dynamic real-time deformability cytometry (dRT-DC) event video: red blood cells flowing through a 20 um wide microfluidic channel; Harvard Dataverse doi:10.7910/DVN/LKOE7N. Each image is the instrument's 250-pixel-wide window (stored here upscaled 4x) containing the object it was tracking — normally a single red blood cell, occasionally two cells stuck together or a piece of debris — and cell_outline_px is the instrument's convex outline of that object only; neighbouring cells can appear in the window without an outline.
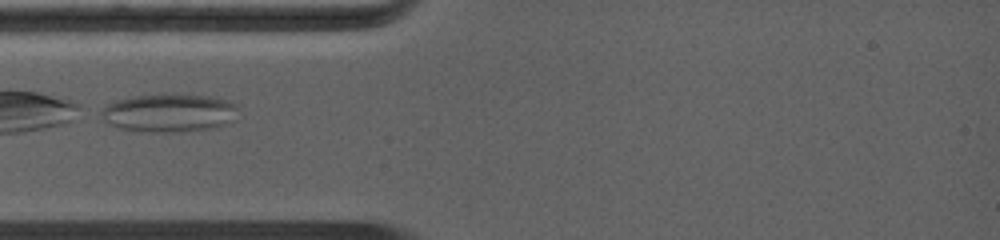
{"species": "common noctule bat (a hibernating species)", "species_latin": "Nyctalus noctula", "temperature_condition": "warm", "stored_images_in_passage": 7, "camera_frame_rate_fps": 5000, "um_per_image_px": 0.085, "animal": {"sex": "female", "body_mass_g": 19.0, "forearm_length_mm": 56.7}, "frame": {"image": 1, "passage_image": 1, "time_ms": 0.0, "image_size_px": [1000, 240], "cell_outline_px": [[240, 108], [220, 124], [200, 128], [124, 128], [112, 124], [92, 108], [116, 100], [136, 96], [212, 96], [228, 100], [236, 104]], "centroid_in_image_um": [14.23, 9.5], "position_along_channel_um": 70.8, "area_um2": 27.74}}